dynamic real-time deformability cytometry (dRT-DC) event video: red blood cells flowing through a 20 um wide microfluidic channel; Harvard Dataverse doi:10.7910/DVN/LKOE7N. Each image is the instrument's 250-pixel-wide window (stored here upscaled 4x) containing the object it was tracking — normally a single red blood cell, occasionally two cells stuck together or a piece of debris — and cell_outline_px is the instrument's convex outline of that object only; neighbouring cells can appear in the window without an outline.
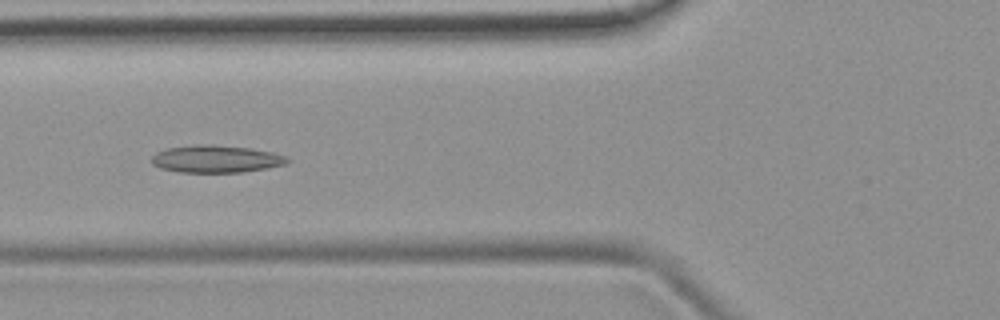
{"species": "common noctule bat (a hibernating species)", "species_latin": "Nyctalus noctula", "temperature_condition": "room temperature", "stored_images_in_passage": 7, "camera_frame_rate_fps": 3000, "um_per_image_px": 0.085, "animal": {"sex": "female", "body_mass_g": 19.9}, "frame": {"image": 1, "passage_image": 7, "time_ms": 6.667, "image_size_px": [1000, 320], "cell_outline_px": [[292, 160], [288, 164], [268, 168], [244, 172], [180, 172], [160, 168], [152, 164], [152, 156], [156, 152], [164, 148], [196, 144], [212, 144], [252, 148], [272, 152], [288, 156]], "centroid_in_image_um": [18.41, 13.5], "position_along_channel_um": 107.4, "area_um2": 22.08}}